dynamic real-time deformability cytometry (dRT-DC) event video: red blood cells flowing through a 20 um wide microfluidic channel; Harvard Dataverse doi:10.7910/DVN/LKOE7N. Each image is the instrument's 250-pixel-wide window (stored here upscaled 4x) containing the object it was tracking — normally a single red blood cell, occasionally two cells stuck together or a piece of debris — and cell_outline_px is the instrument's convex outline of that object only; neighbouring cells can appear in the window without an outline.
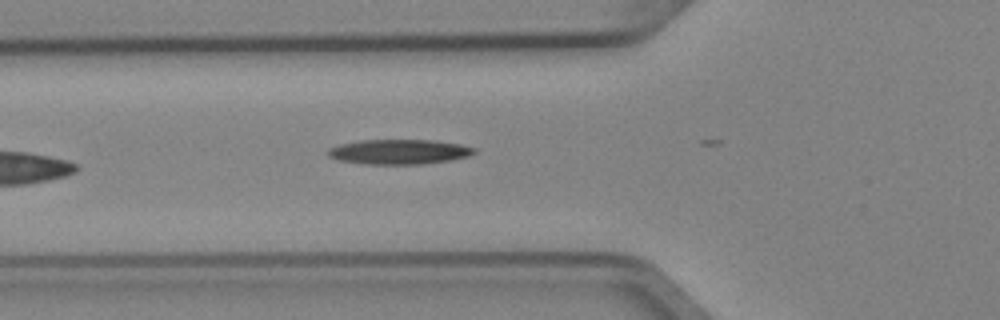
{"species": "Egyptian fruit bat (a non-hibernating species)", "species_latin": "Rousettus aegyptiacus", "temperature_condition": "cold", "stored_images_in_passage": 5, "camera_frame_rate_fps": 3000, "um_per_image_px": 0.085, "animal": {"sex": "female"}, "frame": {"image": 1, "passage_image": 5, "time_ms": 1.333, "image_size_px": [1000, 320], "cell_outline_px": [[476, 152], [468, 156], [448, 160], [420, 164], [364, 164], [340, 160], [328, 156], [328, 148], [340, 144], [360, 140], [432, 140], [460, 144], [476, 148]], "centroid_in_image_um": [33.91, 12.9], "position_along_channel_um": 91.9, "area_um2": 21.04}}